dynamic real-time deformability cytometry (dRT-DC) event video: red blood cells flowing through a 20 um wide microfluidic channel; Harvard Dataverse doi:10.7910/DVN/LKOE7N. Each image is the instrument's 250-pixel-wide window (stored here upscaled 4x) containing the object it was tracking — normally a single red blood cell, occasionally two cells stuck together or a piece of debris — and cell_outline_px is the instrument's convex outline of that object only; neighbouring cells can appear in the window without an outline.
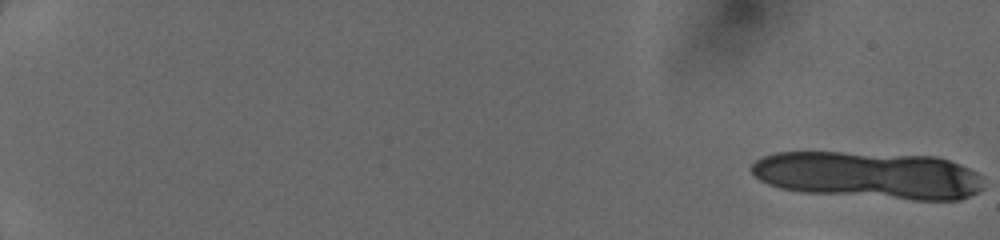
{"species": "human", "species_latin": "Homo sapiens", "temperature_condition": "cold", "stored_images_in_passage": 12, "camera_frame_rate_fps": 3000, "um_per_image_px": 0.085, "donor": {"sex": "female"}, "frame": {"image": 1, "passage_image": 1, "time_ms": 0.0, "image_size_px": [1000, 240], "cell_outline_px": [[984, 188], [980, 192], [960, 200], [912, 200], [804, 192], [780, 188], [768, 184], [760, 180], [748, 168], [756, 160], [764, 156], [776, 152], [840, 152], [936, 156], [960, 164], [984, 176]], "centroid_in_image_um": [73.89, 14.89], "position_along_channel_um": 11.1, "area_um2": 64.5}}